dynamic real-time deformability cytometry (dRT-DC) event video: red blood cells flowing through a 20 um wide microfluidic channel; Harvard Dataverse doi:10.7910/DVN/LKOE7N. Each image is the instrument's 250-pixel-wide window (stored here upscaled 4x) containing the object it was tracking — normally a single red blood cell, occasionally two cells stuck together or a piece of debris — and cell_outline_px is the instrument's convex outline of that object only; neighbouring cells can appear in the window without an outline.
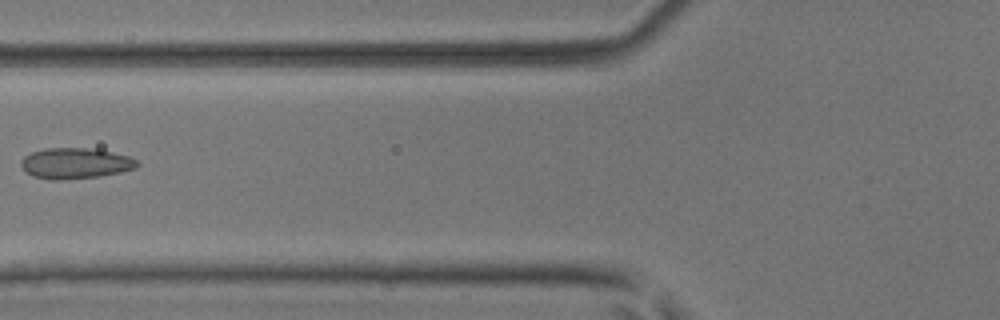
{"species": "common noctule bat (a hibernating species)", "species_latin": "Nyctalus noctula", "temperature_condition": "room temperature", "stored_images_in_passage": 6, "camera_frame_rate_fps": 3000, "um_per_image_px": 0.085, "animal": {"sex": "male", "body_mass_g": 17.9, "forearm_length_mm": 54.2}, "frame": {"image": 1, "passage_image": 5, "time_ms": 1.333, "image_size_px": [1000, 320], "cell_outline_px": [[140, 164], [136, 168], [120, 172], [100, 176], [64, 180], [52, 180], [32, 176], [20, 164], [20, 160], [24, 156], [32, 152], [48, 148], [84, 148], [112, 152], [128, 156], [136, 160]], "centroid_in_image_um": [6.4, 13.89], "position_along_channel_um": 119.4, "area_um2": 20.69}}
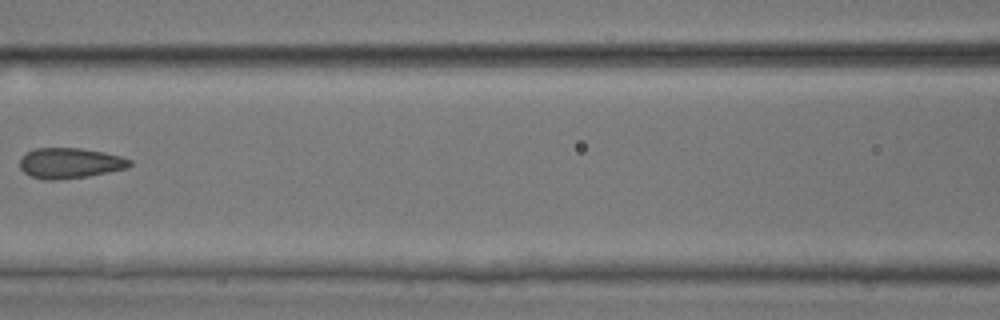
{"frame": {"image": 2, "passage_image": 6, "time_ms": 1.667, "image_size_px": [1000, 320], "cell_outline_px": [[132, 164], [128, 168], [88, 176], [56, 180], [44, 180], [32, 176], [24, 172], [20, 168], [20, 156], [24, 152], [32, 148], [80, 148], [104, 152], [120, 156], [132, 160]], "centroid_in_image_um": [5.92, 13.85], "position_along_channel_um": 160.7, "area_um2": 19.71}}